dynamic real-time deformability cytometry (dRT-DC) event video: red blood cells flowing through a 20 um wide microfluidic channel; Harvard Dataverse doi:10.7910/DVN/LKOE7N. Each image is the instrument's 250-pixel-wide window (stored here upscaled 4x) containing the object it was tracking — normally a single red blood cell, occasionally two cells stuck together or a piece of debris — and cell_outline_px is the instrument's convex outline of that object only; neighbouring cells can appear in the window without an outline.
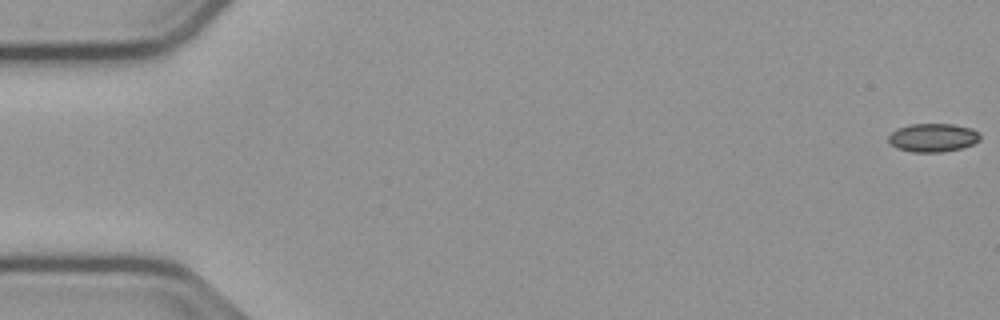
{"species": "common noctule bat (a hibernating species)", "species_latin": "Nyctalus noctula", "temperature_condition": "cold", "stored_images_in_passage": 55, "camera_frame_rate_fps": 3000, "um_per_image_px": 0.085, "animal": {"sex": "male", "body_mass_g": 23.1, "forearm_length_mm": 52.7}, "frame": {"image": 1, "passage_image": 1, "time_ms": 0.0, "image_size_px": [1000, 320], "cell_outline_px": [[980, 140], [972, 144], [960, 148], [944, 152], [912, 152], [896, 148], [888, 140], [888, 136], [896, 128], [908, 124], [952, 124], [972, 128], [980, 136]], "centroid_in_image_um": [79.27, 11.69], "position_along_channel_um": 5.7, "area_um2": 15.2}}
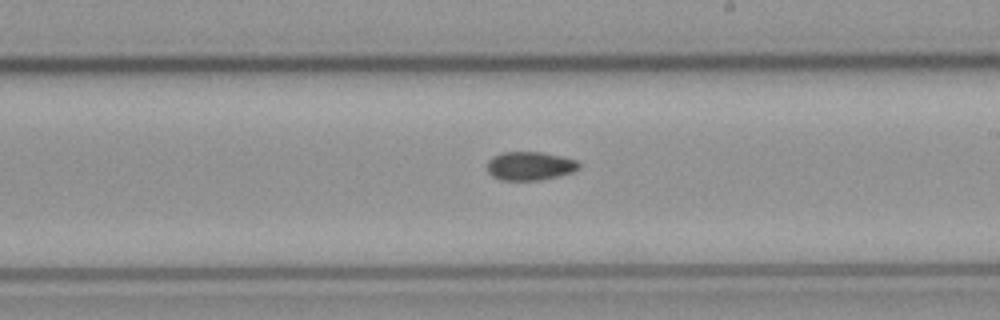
{"frame": {"image": 2, "passage_image": 32, "time_ms": 10.333, "image_size_px": [1000, 320], "cell_outline_px": [[580, 168], [572, 172], [540, 180], [500, 180], [492, 176], [488, 172], [488, 160], [492, 156], [504, 152], [544, 152], [576, 160], [580, 164]], "centroid_in_image_um": [45.03, 14.1], "position_along_channel_um": 244.0, "area_um2": 15.26}}
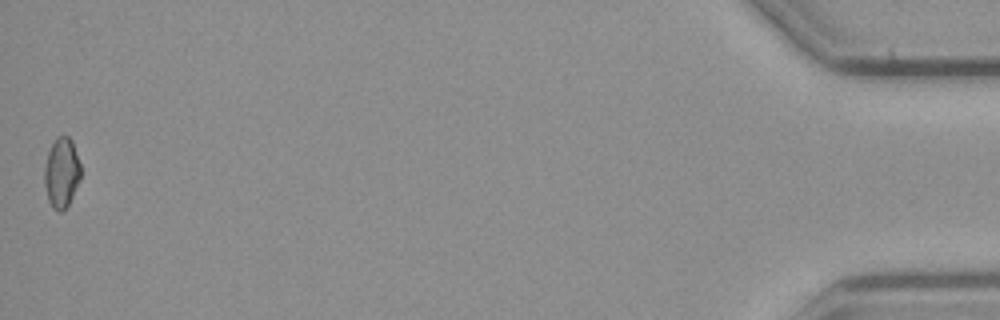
{"frame": {"image": 3, "passage_image": 55, "time_ms": 18.0, "image_size_px": [1000, 320], "cell_outline_px": [[80, 180], [68, 204], [60, 212], [52, 208], [48, 200], [44, 184], [44, 168], [48, 152], [56, 136], [68, 136], [72, 140], [80, 164]], "centroid_in_image_um": [5.22, 14.67], "position_along_channel_um": 430.0, "area_um2": 14.74}}